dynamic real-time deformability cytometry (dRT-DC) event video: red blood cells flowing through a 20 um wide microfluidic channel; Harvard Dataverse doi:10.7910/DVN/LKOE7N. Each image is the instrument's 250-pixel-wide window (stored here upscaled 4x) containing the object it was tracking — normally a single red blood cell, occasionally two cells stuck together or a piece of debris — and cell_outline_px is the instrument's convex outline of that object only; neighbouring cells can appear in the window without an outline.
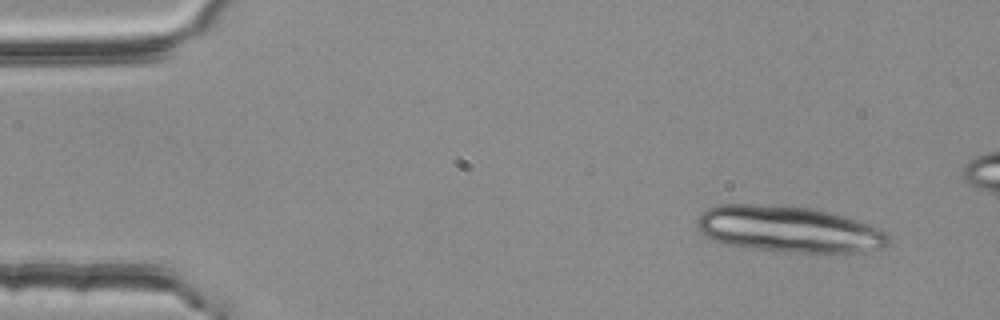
{"species": "common noctule bat (a hibernating species)", "species_latin": "Nyctalus noctula", "temperature_condition": "room temperature", "stored_images_in_passage": 19, "camera_frame_rate_fps": 3000, "um_per_image_px": 0.085, "animal": {"sex": "female", "body_mass_g": 25.1}, "frame": {"image": 1, "passage_image": 4, "time_ms": 1.0, "image_size_px": [1000, 320], "cell_outline_px": [[888, 244], [884, 248], [864, 252], [784, 252], [728, 244], [716, 240], [708, 236], [696, 224], [696, 220], [708, 208], [720, 204], [756, 204], [812, 208], [828, 212], [872, 224], [888, 232]], "centroid_in_image_um": [67.13, 19.48], "position_along_channel_um": 17.9, "area_um2": 51.15}}